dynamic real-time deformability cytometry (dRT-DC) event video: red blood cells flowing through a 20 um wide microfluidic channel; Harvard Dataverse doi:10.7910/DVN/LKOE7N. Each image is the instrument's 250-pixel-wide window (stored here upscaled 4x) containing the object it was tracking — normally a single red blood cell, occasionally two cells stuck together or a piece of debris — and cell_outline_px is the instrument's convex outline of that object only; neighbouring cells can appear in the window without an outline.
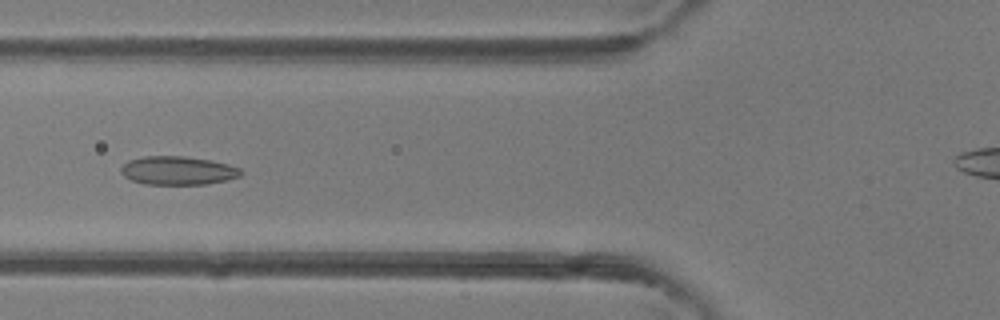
{"species": "common noctule bat (a hibernating species)", "species_latin": "Nyctalus noctula", "temperature_condition": "room temperature", "stored_images_in_passage": 47, "camera_frame_rate_fps": 3000, "um_per_image_px": 0.085, "animal": {"sex": "female"}, "frame": {"image": 1, "passage_image": 18, "time_ms": 5.667, "image_size_px": [1000, 320], "cell_outline_px": [[244, 172], [240, 176], [228, 180], [208, 184], [144, 184], [132, 180], [124, 176], [120, 172], [120, 168], [128, 160], [144, 156], [184, 156], [212, 160], [228, 164], [240, 168]], "centroid_in_image_um": [15.14, 14.49], "position_along_channel_um": 110.7, "area_um2": 20.11}}
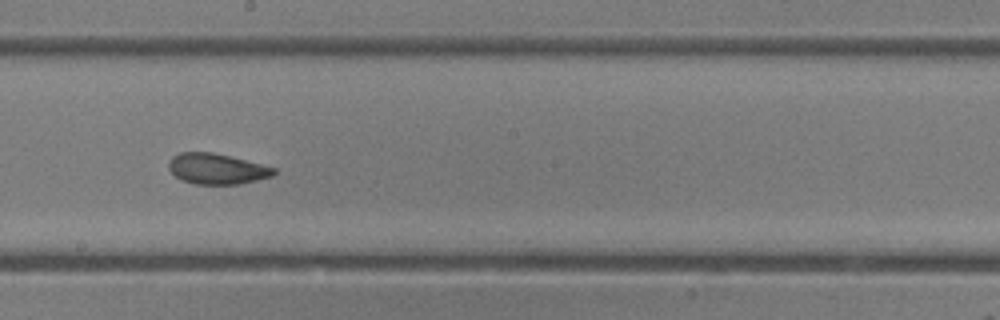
{"frame": {"image": 2, "passage_image": 26, "time_ms": 8.333, "image_size_px": [1000, 320], "cell_outline_px": [[276, 172], [272, 176], [240, 184], [196, 184], [180, 180], [168, 168], [168, 160], [172, 156], [180, 152], [212, 152], [276, 168]], "centroid_in_image_um": [18.38, 14.35], "position_along_channel_um": 229.8, "area_um2": 18.67}}
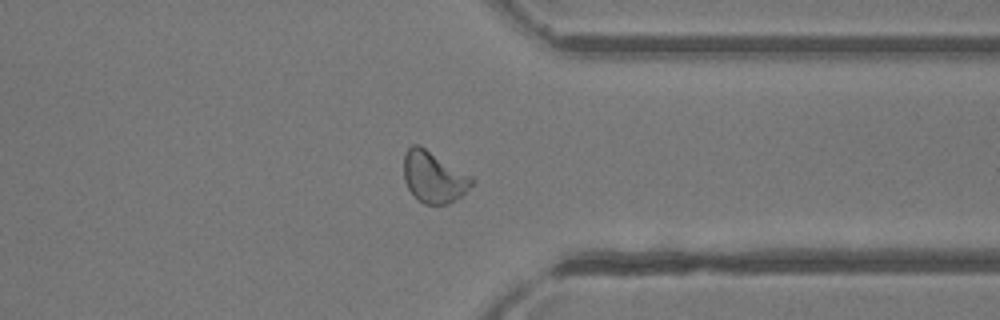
{"frame": {"image": 3, "passage_image": 36, "time_ms": 11.667, "image_size_px": [1000, 320], "cell_outline_px": [[476, 180], [460, 196], [448, 204], [424, 204], [408, 188], [404, 180], [404, 156], [408, 148], [412, 144], [420, 144], [472, 176]], "centroid_in_image_um": [36.87, 15.01], "position_along_channel_um": 374.5, "area_um2": 20.23}, "authors_computed_cell_mechanics": {"area_um2": 20.4034, "velocity_mm_per_s": 4.4583, "shape_relaxation_time_tau1_ms": null, "shape_relaxation_time_tau2_ms": 1.5371, "deformation_change_tau1": null, "deformation_change_tau2": 0.0752}}